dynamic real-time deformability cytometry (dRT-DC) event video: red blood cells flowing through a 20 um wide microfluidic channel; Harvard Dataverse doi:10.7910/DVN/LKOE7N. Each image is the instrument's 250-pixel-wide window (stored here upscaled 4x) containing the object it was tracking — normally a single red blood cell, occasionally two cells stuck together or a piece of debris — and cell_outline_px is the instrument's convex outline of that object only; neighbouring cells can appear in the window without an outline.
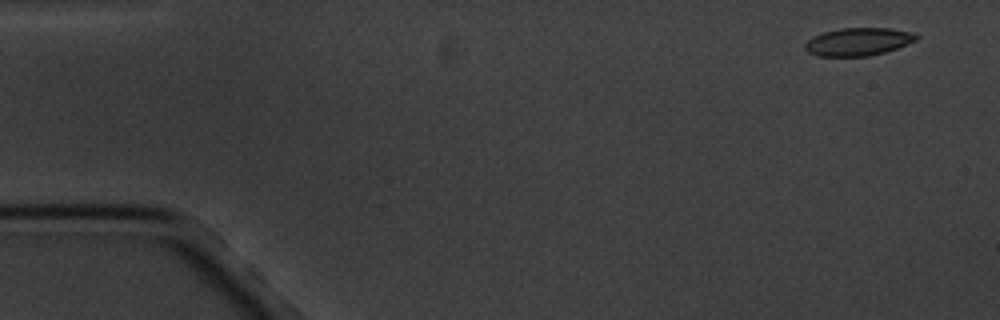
{"species": "common noctule bat (a hibernating species)", "species_latin": "Nyctalus noctula", "temperature_condition": "cold", "stored_images_in_passage": 6, "segment_of_instrument_passage": [2, 2], "camera_frame_rate_fps": 3000, "um_per_image_px": 0.085, "animal": {"sex": "male", "body_mass_g": 20.1, "forearm_length_mm": 53.5}, "frame": {"image": 1, "passage_image": 6, "time_ms": 6.0, "image_size_px": [1000, 320], "cell_outline_px": [[920, 36], [916, 40], [896, 48], [884, 52], [868, 56], [816, 56], [808, 52], [804, 48], [804, 44], [808, 40], [824, 32], [840, 28], [888, 28], [912, 32]], "centroid_in_image_um": [72.94, 3.55], "position_along_channel_um": 12.1, "area_um2": 17.92}}